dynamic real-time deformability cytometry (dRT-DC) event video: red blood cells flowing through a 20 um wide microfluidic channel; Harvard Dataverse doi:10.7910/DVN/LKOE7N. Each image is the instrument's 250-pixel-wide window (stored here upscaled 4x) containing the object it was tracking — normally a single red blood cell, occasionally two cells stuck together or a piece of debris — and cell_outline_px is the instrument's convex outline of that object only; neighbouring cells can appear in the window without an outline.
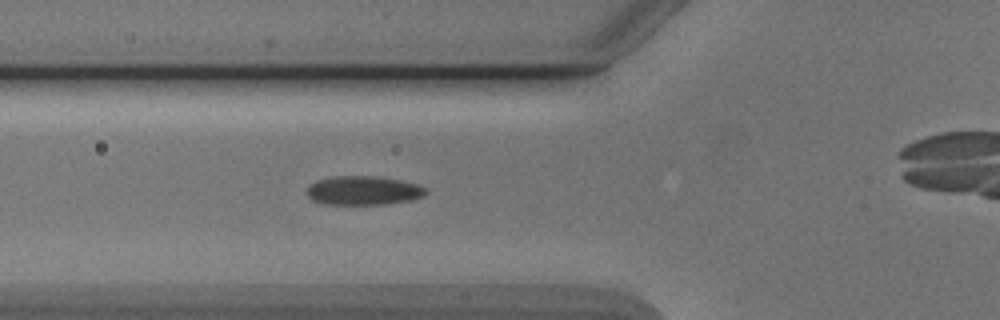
{"species": "Egyptian fruit bat (a non-hibernating species)", "species_latin": "Rousettus aegyptiacus", "temperature_condition": "cold", "stored_images_in_passage": 5, "camera_frame_rate_fps": 3000, "um_per_image_px": 0.085, "animal": {"sex": "male"}, "frame": {"image": 1, "passage_image": 5, "time_ms": 5.333, "image_size_px": [1000, 320], "cell_outline_px": [[428, 192], [424, 196], [412, 200], [388, 204], [320, 204], [312, 200], [304, 192], [308, 184], [316, 180], [332, 176], [376, 176], [400, 180], [420, 184], [428, 188]], "centroid_in_image_um": [30.88, 16.19], "position_along_channel_um": 94.9, "area_um2": 20.63}}